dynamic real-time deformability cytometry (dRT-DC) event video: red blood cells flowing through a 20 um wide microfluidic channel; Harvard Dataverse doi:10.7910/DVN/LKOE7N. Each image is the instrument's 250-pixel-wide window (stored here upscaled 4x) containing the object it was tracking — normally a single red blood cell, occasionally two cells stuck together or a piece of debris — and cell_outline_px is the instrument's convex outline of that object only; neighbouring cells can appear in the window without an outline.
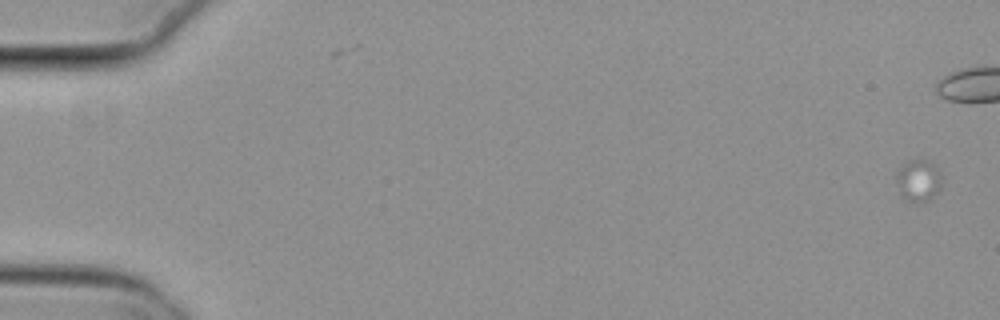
{"species": "common noctule bat (a hibernating species)", "species_latin": "Nyctalus noctula", "temperature_condition": "cold", "stored_images_in_passage": 58, "camera_frame_rate_fps": 3000, "um_per_image_px": 0.085, "animal": {"sex": "female", "body_mass_g": 29.2, "forearm_length_mm": 56.3}, "frame": {"image": 1, "passage_image": 1, "time_ms": 0.0, "image_size_px": [1000, 320], "cell_outline_px": [[940, 192], [932, 200], [916, 204], [900, 196], [896, 180], [896, 172], [908, 160], [928, 160], [940, 172]], "centroid_in_image_um": [78.06, 15.4], "position_along_channel_um": 6.9, "area_um2": 11.33}}